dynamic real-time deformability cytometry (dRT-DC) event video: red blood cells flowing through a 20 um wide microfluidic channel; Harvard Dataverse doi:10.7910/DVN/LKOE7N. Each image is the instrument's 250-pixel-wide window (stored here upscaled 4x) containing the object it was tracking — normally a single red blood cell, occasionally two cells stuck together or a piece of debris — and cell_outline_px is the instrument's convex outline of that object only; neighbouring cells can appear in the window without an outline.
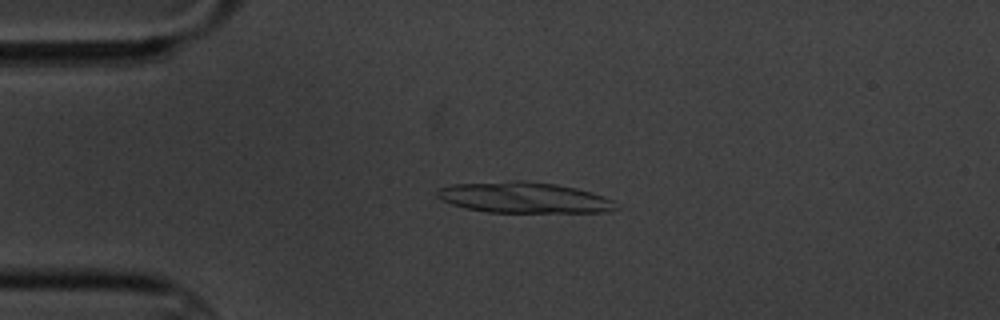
{"species": "common noctule bat (a hibernating species)", "species_latin": "Nyctalus noctula", "temperature_condition": "cold", "stored_images_in_passage": 5, "camera_frame_rate_fps": 3000, "um_per_image_px": 0.085, "animal": {"sex": "male", "body_mass_g": 20.1, "forearm_length_mm": 53.5}, "frame": {"image": 1, "passage_image": 3, "time_ms": 2.333, "image_size_px": [1000, 320], "cell_outline_px": [[620, 208], [604, 212], [488, 212], [468, 208], [452, 204], [436, 196], [436, 192], [440, 188], [452, 184], [556, 184], [576, 188], [592, 192], [604, 196], [620, 204]], "centroid_in_image_um": [44.66, 16.85], "position_along_channel_um": 40.3, "area_um2": 30.58}}